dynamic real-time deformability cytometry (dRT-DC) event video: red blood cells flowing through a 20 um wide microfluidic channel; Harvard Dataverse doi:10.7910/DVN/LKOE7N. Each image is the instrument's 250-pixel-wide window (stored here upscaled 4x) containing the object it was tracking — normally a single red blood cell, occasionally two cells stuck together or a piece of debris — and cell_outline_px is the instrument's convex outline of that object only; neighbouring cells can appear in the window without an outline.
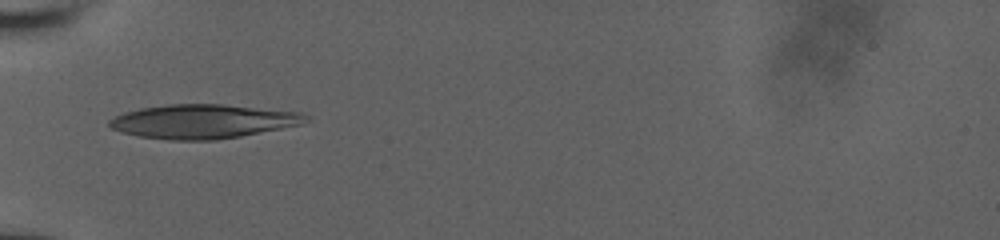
{"species": "human", "species_latin": "Homo sapiens", "temperature_condition": "room temperature", "stored_images_in_passage": 10, "camera_frame_rate_fps": 3000, "um_per_image_px": 0.085, "donor": {"sex": "male"}, "frame": {"image": 1, "passage_image": 1, "time_ms": 0.0, "image_size_px": [1000, 240], "cell_outline_px": [[308, 120], [300, 124], [240, 136], [216, 140], [168, 140], [140, 136], [120, 132], [112, 128], [108, 124], [108, 120], [124, 112], [140, 108], [168, 104], [224, 104], [300, 112], [308, 116]], "centroid_in_image_um": [17.21, 10.31], "position_along_channel_um": 67.8, "area_um2": 38.78}}
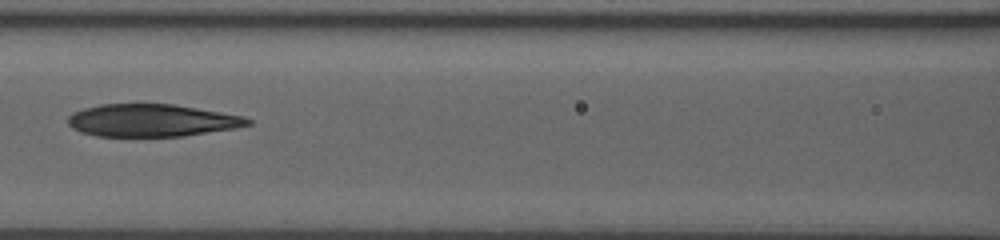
{"frame": {"image": 2, "passage_image": 6, "time_ms": 2.333, "image_size_px": [1000, 240], "cell_outline_px": [[252, 124], [236, 128], [184, 136], [100, 136], [80, 132], [72, 128], [68, 124], [68, 116], [72, 112], [84, 108], [100, 104], [172, 104], [244, 116], [252, 120]], "centroid_in_image_um": [12.89, 10.23], "position_along_channel_um": 153.7, "area_um2": 33.99}}
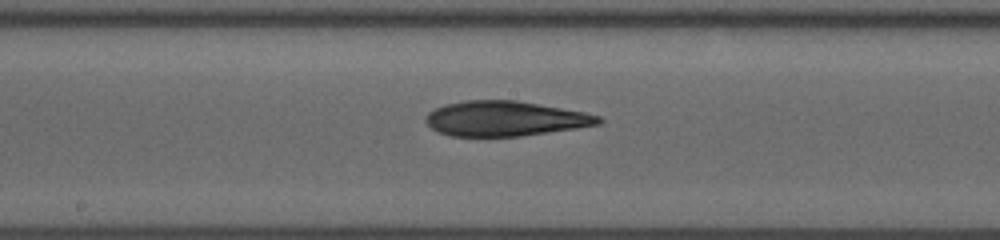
{"frame": {"image": 3, "passage_image": 9, "time_ms": 3.667, "image_size_px": [1000, 240], "cell_outline_px": [[604, 120], [600, 124], [576, 128], [520, 136], [452, 136], [440, 132], [432, 128], [424, 120], [428, 112], [444, 104], [464, 100], [516, 100], [584, 112], [600, 116]], "centroid_in_image_um": [42.92, 10.07], "position_along_channel_um": 205.3, "area_um2": 35.08}}